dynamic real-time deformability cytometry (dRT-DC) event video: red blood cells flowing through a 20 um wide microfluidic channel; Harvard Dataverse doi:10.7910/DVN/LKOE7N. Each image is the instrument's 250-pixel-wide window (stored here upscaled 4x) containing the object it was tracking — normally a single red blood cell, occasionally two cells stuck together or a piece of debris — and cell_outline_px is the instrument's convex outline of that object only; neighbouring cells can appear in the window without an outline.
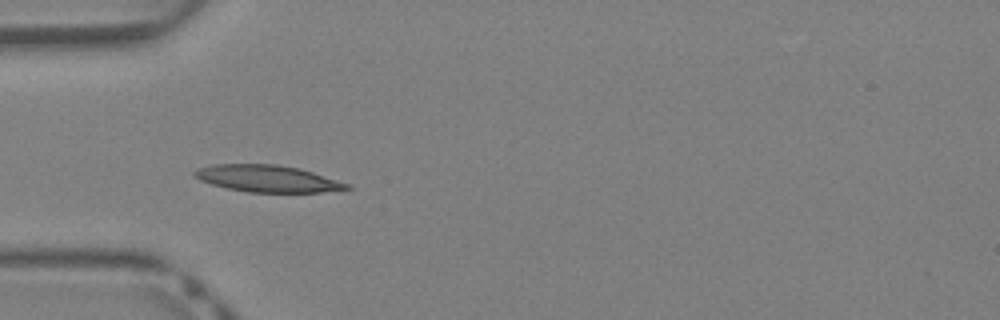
{"species": "Egyptian fruit bat (a non-hibernating species)", "species_latin": "Rousettus aegyptiacus", "temperature_condition": "warm", "stored_images_in_passage": 40, "camera_frame_rate_fps": 3000, "um_per_image_px": 0.085, "animal": {"sex": "female"}, "frame": {"image": 1, "passage_image": 12, "time_ms": 3.667, "image_size_px": [1000, 320], "cell_outline_px": [[352, 188], [320, 192], [248, 192], [228, 188], [212, 184], [200, 180], [192, 176], [192, 172], [196, 168], [212, 164], [276, 164], [300, 168], [348, 184]], "centroid_in_image_um": [22.65, 15.17], "position_along_channel_um": 62.3, "area_um2": 23.7}}
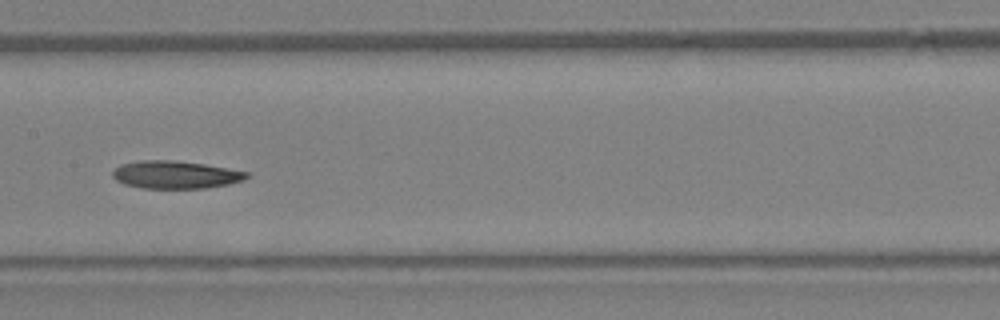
{"frame": {"image": 2, "passage_image": 20, "time_ms": 6.333, "image_size_px": [1000, 320], "cell_outline_px": [[248, 176], [244, 180], [228, 184], [204, 188], [144, 188], [124, 184], [116, 180], [112, 176], [112, 172], [120, 164], [140, 160], [176, 160], [204, 164], [248, 172]], "centroid_in_image_um": [14.89, 14.84], "position_along_channel_um": 192.5, "area_um2": 21.56}}
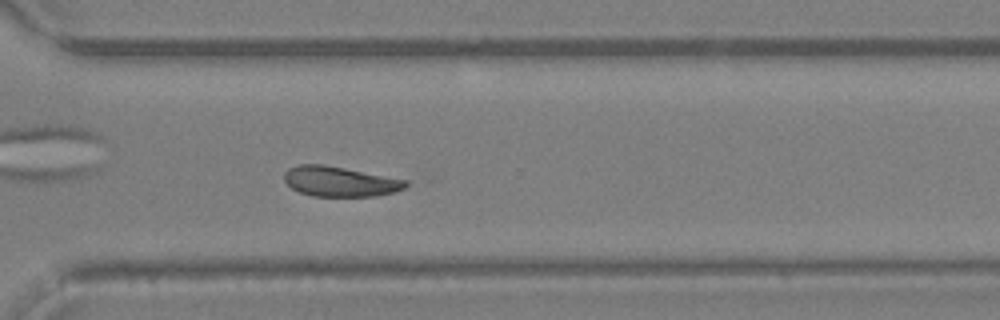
{"frame": {"image": 3, "passage_image": 29, "time_ms": 9.333, "image_size_px": [1000, 320], "cell_outline_px": [[408, 184], [404, 188], [392, 192], [376, 196], [312, 196], [300, 192], [292, 188], [284, 180], [284, 172], [288, 168], [296, 164], [324, 164], [408, 180]], "centroid_in_image_um": [28.86, 15.41], "position_along_channel_um": 341.7, "area_um2": 21.27}}